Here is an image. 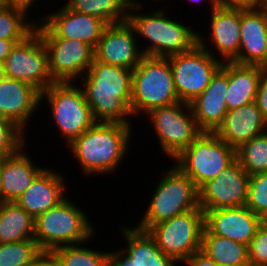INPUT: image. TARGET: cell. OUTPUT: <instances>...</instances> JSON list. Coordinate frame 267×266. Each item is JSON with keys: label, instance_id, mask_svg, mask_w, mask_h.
Returning a JSON list of instances; mask_svg holds the SVG:
<instances>
[{"label": "cell", "instance_id": "45", "mask_svg": "<svg viewBox=\"0 0 267 266\" xmlns=\"http://www.w3.org/2000/svg\"><path fill=\"white\" fill-rule=\"evenodd\" d=\"M5 69H4V63L0 62V81H2L5 78Z\"/></svg>", "mask_w": 267, "mask_h": 266}, {"label": "cell", "instance_id": "12", "mask_svg": "<svg viewBox=\"0 0 267 266\" xmlns=\"http://www.w3.org/2000/svg\"><path fill=\"white\" fill-rule=\"evenodd\" d=\"M4 69L6 77L28 83L40 93L55 83L49 72L47 50L36 29L12 47Z\"/></svg>", "mask_w": 267, "mask_h": 266}, {"label": "cell", "instance_id": "22", "mask_svg": "<svg viewBox=\"0 0 267 266\" xmlns=\"http://www.w3.org/2000/svg\"><path fill=\"white\" fill-rule=\"evenodd\" d=\"M41 104L40 92L28 83L9 77L0 81V116L12 121L24 133Z\"/></svg>", "mask_w": 267, "mask_h": 266}, {"label": "cell", "instance_id": "27", "mask_svg": "<svg viewBox=\"0 0 267 266\" xmlns=\"http://www.w3.org/2000/svg\"><path fill=\"white\" fill-rule=\"evenodd\" d=\"M35 218L16 202H1L0 243L34 239Z\"/></svg>", "mask_w": 267, "mask_h": 266}, {"label": "cell", "instance_id": "38", "mask_svg": "<svg viewBox=\"0 0 267 266\" xmlns=\"http://www.w3.org/2000/svg\"><path fill=\"white\" fill-rule=\"evenodd\" d=\"M31 266H63V264L53 251H41Z\"/></svg>", "mask_w": 267, "mask_h": 266}, {"label": "cell", "instance_id": "26", "mask_svg": "<svg viewBox=\"0 0 267 266\" xmlns=\"http://www.w3.org/2000/svg\"><path fill=\"white\" fill-rule=\"evenodd\" d=\"M260 66L228 62L227 109L254 102L259 87Z\"/></svg>", "mask_w": 267, "mask_h": 266}, {"label": "cell", "instance_id": "11", "mask_svg": "<svg viewBox=\"0 0 267 266\" xmlns=\"http://www.w3.org/2000/svg\"><path fill=\"white\" fill-rule=\"evenodd\" d=\"M175 89L181 102L191 103L208 86L212 76L222 66L198 43L189 51L168 57Z\"/></svg>", "mask_w": 267, "mask_h": 266}, {"label": "cell", "instance_id": "32", "mask_svg": "<svg viewBox=\"0 0 267 266\" xmlns=\"http://www.w3.org/2000/svg\"><path fill=\"white\" fill-rule=\"evenodd\" d=\"M87 242L58 247L53 252L63 266H110V252L84 247Z\"/></svg>", "mask_w": 267, "mask_h": 266}, {"label": "cell", "instance_id": "19", "mask_svg": "<svg viewBox=\"0 0 267 266\" xmlns=\"http://www.w3.org/2000/svg\"><path fill=\"white\" fill-rule=\"evenodd\" d=\"M227 90L228 62H223L207 88L189 103L197 126L202 132H215L222 124L228 111L225 99Z\"/></svg>", "mask_w": 267, "mask_h": 266}, {"label": "cell", "instance_id": "6", "mask_svg": "<svg viewBox=\"0 0 267 266\" xmlns=\"http://www.w3.org/2000/svg\"><path fill=\"white\" fill-rule=\"evenodd\" d=\"M163 173L140 223L135 225L140 230L199 207V189L187 175L174 164Z\"/></svg>", "mask_w": 267, "mask_h": 266}, {"label": "cell", "instance_id": "10", "mask_svg": "<svg viewBox=\"0 0 267 266\" xmlns=\"http://www.w3.org/2000/svg\"><path fill=\"white\" fill-rule=\"evenodd\" d=\"M146 117L153 124L162 151L172 160L202 133L185 102L154 108Z\"/></svg>", "mask_w": 267, "mask_h": 266}, {"label": "cell", "instance_id": "37", "mask_svg": "<svg viewBox=\"0 0 267 266\" xmlns=\"http://www.w3.org/2000/svg\"><path fill=\"white\" fill-rule=\"evenodd\" d=\"M255 102L262 116L267 120V66H260L259 87Z\"/></svg>", "mask_w": 267, "mask_h": 266}, {"label": "cell", "instance_id": "14", "mask_svg": "<svg viewBox=\"0 0 267 266\" xmlns=\"http://www.w3.org/2000/svg\"><path fill=\"white\" fill-rule=\"evenodd\" d=\"M54 82H77L94 60V49L77 39L42 38Z\"/></svg>", "mask_w": 267, "mask_h": 266}, {"label": "cell", "instance_id": "43", "mask_svg": "<svg viewBox=\"0 0 267 266\" xmlns=\"http://www.w3.org/2000/svg\"><path fill=\"white\" fill-rule=\"evenodd\" d=\"M189 2H194L195 4L197 3H200V2H202L203 3V1H205V0H188ZM209 2V5H211L210 6V8H211V10H213V9H215V8H219V7H221V3H220V0H208Z\"/></svg>", "mask_w": 267, "mask_h": 266}, {"label": "cell", "instance_id": "3", "mask_svg": "<svg viewBox=\"0 0 267 266\" xmlns=\"http://www.w3.org/2000/svg\"><path fill=\"white\" fill-rule=\"evenodd\" d=\"M142 8L141 1L133 0L127 20L133 26L136 37H143L150 43L141 48L144 55L169 57L189 51L198 43L197 30L166 16L161 7L147 14L138 13Z\"/></svg>", "mask_w": 267, "mask_h": 266}, {"label": "cell", "instance_id": "33", "mask_svg": "<svg viewBox=\"0 0 267 266\" xmlns=\"http://www.w3.org/2000/svg\"><path fill=\"white\" fill-rule=\"evenodd\" d=\"M41 251L35 239L0 243V266H31Z\"/></svg>", "mask_w": 267, "mask_h": 266}, {"label": "cell", "instance_id": "16", "mask_svg": "<svg viewBox=\"0 0 267 266\" xmlns=\"http://www.w3.org/2000/svg\"><path fill=\"white\" fill-rule=\"evenodd\" d=\"M139 41L128 20L108 24L94 50V57L105 64L134 70L144 56Z\"/></svg>", "mask_w": 267, "mask_h": 266}, {"label": "cell", "instance_id": "36", "mask_svg": "<svg viewBox=\"0 0 267 266\" xmlns=\"http://www.w3.org/2000/svg\"><path fill=\"white\" fill-rule=\"evenodd\" d=\"M247 250L250 266H267V221L260 224Z\"/></svg>", "mask_w": 267, "mask_h": 266}, {"label": "cell", "instance_id": "40", "mask_svg": "<svg viewBox=\"0 0 267 266\" xmlns=\"http://www.w3.org/2000/svg\"><path fill=\"white\" fill-rule=\"evenodd\" d=\"M183 262H185L184 264L186 266H219L216 262L207 257L201 251H198L187 259H184L182 263Z\"/></svg>", "mask_w": 267, "mask_h": 266}, {"label": "cell", "instance_id": "42", "mask_svg": "<svg viewBox=\"0 0 267 266\" xmlns=\"http://www.w3.org/2000/svg\"><path fill=\"white\" fill-rule=\"evenodd\" d=\"M8 5L11 6H18L25 10H29L33 6V2L37 0H6Z\"/></svg>", "mask_w": 267, "mask_h": 266}, {"label": "cell", "instance_id": "34", "mask_svg": "<svg viewBox=\"0 0 267 266\" xmlns=\"http://www.w3.org/2000/svg\"><path fill=\"white\" fill-rule=\"evenodd\" d=\"M245 206L263 220L267 218V172L250 176Z\"/></svg>", "mask_w": 267, "mask_h": 266}, {"label": "cell", "instance_id": "35", "mask_svg": "<svg viewBox=\"0 0 267 266\" xmlns=\"http://www.w3.org/2000/svg\"><path fill=\"white\" fill-rule=\"evenodd\" d=\"M25 134L12 121L0 116V158L15 154L25 145L27 141Z\"/></svg>", "mask_w": 267, "mask_h": 266}, {"label": "cell", "instance_id": "8", "mask_svg": "<svg viewBox=\"0 0 267 266\" xmlns=\"http://www.w3.org/2000/svg\"><path fill=\"white\" fill-rule=\"evenodd\" d=\"M236 160V150L214 132H202L174 163L199 189Z\"/></svg>", "mask_w": 267, "mask_h": 266}, {"label": "cell", "instance_id": "46", "mask_svg": "<svg viewBox=\"0 0 267 266\" xmlns=\"http://www.w3.org/2000/svg\"><path fill=\"white\" fill-rule=\"evenodd\" d=\"M7 1L6 0H0V8H3L5 6H7Z\"/></svg>", "mask_w": 267, "mask_h": 266}, {"label": "cell", "instance_id": "5", "mask_svg": "<svg viewBox=\"0 0 267 266\" xmlns=\"http://www.w3.org/2000/svg\"><path fill=\"white\" fill-rule=\"evenodd\" d=\"M178 102L168 57L144 55L132 74V115H146L154 108Z\"/></svg>", "mask_w": 267, "mask_h": 266}, {"label": "cell", "instance_id": "2", "mask_svg": "<svg viewBox=\"0 0 267 266\" xmlns=\"http://www.w3.org/2000/svg\"><path fill=\"white\" fill-rule=\"evenodd\" d=\"M132 133V124L95 123L68 147L83 171L82 174L89 177L111 175L129 153Z\"/></svg>", "mask_w": 267, "mask_h": 266}, {"label": "cell", "instance_id": "24", "mask_svg": "<svg viewBox=\"0 0 267 266\" xmlns=\"http://www.w3.org/2000/svg\"><path fill=\"white\" fill-rule=\"evenodd\" d=\"M267 132V120L256 102L228 110L222 124L214 132L235 150L255 136Z\"/></svg>", "mask_w": 267, "mask_h": 266}, {"label": "cell", "instance_id": "29", "mask_svg": "<svg viewBox=\"0 0 267 266\" xmlns=\"http://www.w3.org/2000/svg\"><path fill=\"white\" fill-rule=\"evenodd\" d=\"M133 0H69L65 4L79 13L96 16L107 24L127 20Z\"/></svg>", "mask_w": 267, "mask_h": 266}, {"label": "cell", "instance_id": "18", "mask_svg": "<svg viewBox=\"0 0 267 266\" xmlns=\"http://www.w3.org/2000/svg\"><path fill=\"white\" fill-rule=\"evenodd\" d=\"M121 226V235L126 247L110 251V266H177L170 256L165 255L147 231Z\"/></svg>", "mask_w": 267, "mask_h": 266}, {"label": "cell", "instance_id": "41", "mask_svg": "<svg viewBox=\"0 0 267 266\" xmlns=\"http://www.w3.org/2000/svg\"><path fill=\"white\" fill-rule=\"evenodd\" d=\"M22 40H5L0 39V62L4 63L6 57L9 55L12 47L21 42Z\"/></svg>", "mask_w": 267, "mask_h": 266}, {"label": "cell", "instance_id": "31", "mask_svg": "<svg viewBox=\"0 0 267 266\" xmlns=\"http://www.w3.org/2000/svg\"><path fill=\"white\" fill-rule=\"evenodd\" d=\"M236 159L250 176L267 172V132L236 149Z\"/></svg>", "mask_w": 267, "mask_h": 266}, {"label": "cell", "instance_id": "13", "mask_svg": "<svg viewBox=\"0 0 267 266\" xmlns=\"http://www.w3.org/2000/svg\"><path fill=\"white\" fill-rule=\"evenodd\" d=\"M40 19L36 20L35 29L41 38L77 39L94 50L108 25L96 16L71 10L65 4Z\"/></svg>", "mask_w": 267, "mask_h": 266}, {"label": "cell", "instance_id": "23", "mask_svg": "<svg viewBox=\"0 0 267 266\" xmlns=\"http://www.w3.org/2000/svg\"><path fill=\"white\" fill-rule=\"evenodd\" d=\"M64 178L47 166L15 202L36 218L66 198Z\"/></svg>", "mask_w": 267, "mask_h": 266}, {"label": "cell", "instance_id": "1", "mask_svg": "<svg viewBox=\"0 0 267 266\" xmlns=\"http://www.w3.org/2000/svg\"><path fill=\"white\" fill-rule=\"evenodd\" d=\"M133 70L97 61L80 78L96 123L132 124ZM129 118V119H128Z\"/></svg>", "mask_w": 267, "mask_h": 266}, {"label": "cell", "instance_id": "15", "mask_svg": "<svg viewBox=\"0 0 267 266\" xmlns=\"http://www.w3.org/2000/svg\"><path fill=\"white\" fill-rule=\"evenodd\" d=\"M250 175L236 159L219 175L199 188V207L203 211L245 206Z\"/></svg>", "mask_w": 267, "mask_h": 266}, {"label": "cell", "instance_id": "9", "mask_svg": "<svg viewBox=\"0 0 267 266\" xmlns=\"http://www.w3.org/2000/svg\"><path fill=\"white\" fill-rule=\"evenodd\" d=\"M204 211L198 207L150 226L146 231L165 255L179 263L200 251Z\"/></svg>", "mask_w": 267, "mask_h": 266}, {"label": "cell", "instance_id": "39", "mask_svg": "<svg viewBox=\"0 0 267 266\" xmlns=\"http://www.w3.org/2000/svg\"><path fill=\"white\" fill-rule=\"evenodd\" d=\"M221 7L253 9L266 3V0H220Z\"/></svg>", "mask_w": 267, "mask_h": 266}, {"label": "cell", "instance_id": "20", "mask_svg": "<svg viewBox=\"0 0 267 266\" xmlns=\"http://www.w3.org/2000/svg\"><path fill=\"white\" fill-rule=\"evenodd\" d=\"M240 47L232 61L242 65L267 66V4L241 9Z\"/></svg>", "mask_w": 267, "mask_h": 266}, {"label": "cell", "instance_id": "4", "mask_svg": "<svg viewBox=\"0 0 267 266\" xmlns=\"http://www.w3.org/2000/svg\"><path fill=\"white\" fill-rule=\"evenodd\" d=\"M88 219L84 210L66 197L35 218L34 239L42 251L88 242L96 236V229Z\"/></svg>", "mask_w": 267, "mask_h": 266}, {"label": "cell", "instance_id": "30", "mask_svg": "<svg viewBox=\"0 0 267 266\" xmlns=\"http://www.w3.org/2000/svg\"><path fill=\"white\" fill-rule=\"evenodd\" d=\"M28 15L27 10L18 6L0 8V39L24 40L30 35L35 30L36 22L28 20Z\"/></svg>", "mask_w": 267, "mask_h": 266}, {"label": "cell", "instance_id": "7", "mask_svg": "<svg viewBox=\"0 0 267 266\" xmlns=\"http://www.w3.org/2000/svg\"><path fill=\"white\" fill-rule=\"evenodd\" d=\"M75 82H55L40 93V102L49 103L53 121L68 146L92 127L93 118L83 89Z\"/></svg>", "mask_w": 267, "mask_h": 266}, {"label": "cell", "instance_id": "21", "mask_svg": "<svg viewBox=\"0 0 267 266\" xmlns=\"http://www.w3.org/2000/svg\"><path fill=\"white\" fill-rule=\"evenodd\" d=\"M263 219L246 206L204 211V227L214 235L247 245Z\"/></svg>", "mask_w": 267, "mask_h": 266}, {"label": "cell", "instance_id": "25", "mask_svg": "<svg viewBox=\"0 0 267 266\" xmlns=\"http://www.w3.org/2000/svg\"><path fill=\"white\" fill-rule=\"evenodd\" d=\"M26 145L15 154L3 158L2 202H15L45 169L33 163L32 157L24 151Z\"/></svg>", "mask_w": 267, "mask_h": 266}, {"label": "cell", "instance_id": "44", "mask_svg": "<svg viewBox=\"0 0 267 266\" xmlns=\"http://www.w3.org/2000/svg\"><path fill=\"white\" fill-rule=\"evenodd\" d=\"M2 167H3V158H0V202H2V179H1Z\"/></svg>", "mask_w": 267, "mask_h": 266}, {"label": "cell", "instance_id": "17", "mask_svg": "<svg viewBox=\"0 0 267 266\" xmlns=\"http://www.w3.org/2000/svg\"><path fill=\"white\" fill-rule=\"evenodd\" d=\"M209 44L208 40H204V35L198 31V44L208 51L214 58L216 53L223 62H232L239 53L240 47V24H241V9L240 8H225L219 7L211 11ZM210 47V48H208ZM215 48V54L214 50ZM211 49V50H210Z\"/></svg>", "mask_w": 267, "mask_h": 266}, {"label": "cell", "instance_id": "28", "mask_svg": "<svg viewBox=\"0 0 267 266\" xmlns=\"http://www.w3.org/2000/svg\"><path fill=\"white\" fill-rule=\"evenodd\" d=\"M200 251L219 266H250L247 245L211 234L205 227Z\"/></svg>", "mask_w": 267, "mask_h": 266}]
</instances>
